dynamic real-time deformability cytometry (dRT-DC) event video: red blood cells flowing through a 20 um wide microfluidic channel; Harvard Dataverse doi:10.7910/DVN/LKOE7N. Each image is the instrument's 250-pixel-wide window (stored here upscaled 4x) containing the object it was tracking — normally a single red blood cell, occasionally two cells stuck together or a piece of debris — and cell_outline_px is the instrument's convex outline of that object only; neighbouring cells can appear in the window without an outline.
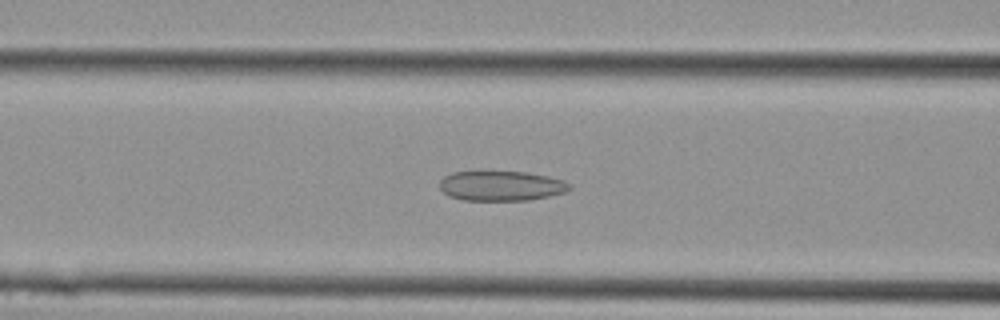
{"species": "Egyptian fruit bat (a non-hibernating species)", "species_latin": "Rousettus aegyptiacus", "temperature_condition": "cold", "stored_images_in_passage": 29, "camera_frame_rate_fps": 3000, "um_per_image_px": 0.085, "animal": {"sex": "female"}, "frame": {"image": 1, "passage_image": 12, "time_ms": 3.667, "image_size_px": [1000, 320], "cell_outline_px": [[572, 188], [564, 192], [548, 196], [528, 200], [464, 200], [448, 196], [440, 188], [440, 180], [444, 176], [452, 172], [528, 172], [548, 176], [564, 180]], "centroid_in_image_um": [42.59, 15.8], "position_along_channel_um": 124.0, "area_um2": 22.48}}
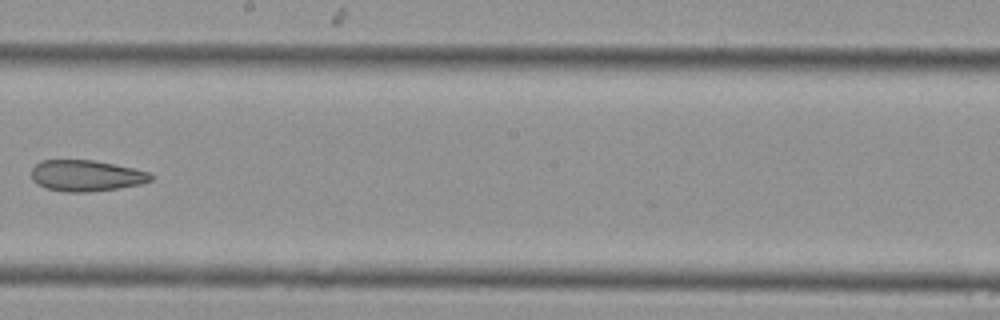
{"frame": {"image": 2, "passage_image": 17, "time_ms": 5.333, "image_size_px": [1000, 320], "cell_outline_px": [[156, 176], [152, 180], [140, 184], [116, 188], [88, 192], [64, 192], [48, 188], [32, 180], [32, 168], [40, 160], [92, 160], [152, 172]], "centroid_in_image_um": [7.36, 14.93], "position_along_channel_um": 240.8, "area_um2": 21.56}}
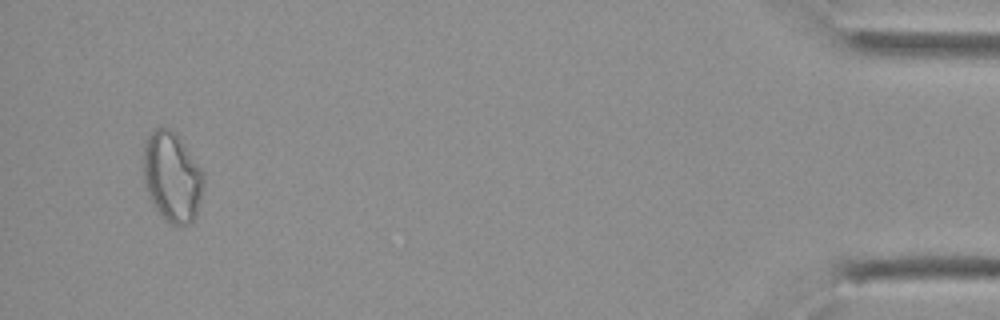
{"frame": {"image": 3, "passage_image": 28, "time_ms": 9.0, "image_size_px": [1000, 320], "cell_outline_px": [[204, 188], [196, 216], [188, 224], [172, 224], [160, 216], [148, 196], [144, 184], [144, 144], [148, 136], [156, 128], [168, 128], [176, 132], [204, 172]], "centroid_in_image_um": [14.64, 15.04], "position_along_channel_um": 420.6, "area_um2": 31.67}}